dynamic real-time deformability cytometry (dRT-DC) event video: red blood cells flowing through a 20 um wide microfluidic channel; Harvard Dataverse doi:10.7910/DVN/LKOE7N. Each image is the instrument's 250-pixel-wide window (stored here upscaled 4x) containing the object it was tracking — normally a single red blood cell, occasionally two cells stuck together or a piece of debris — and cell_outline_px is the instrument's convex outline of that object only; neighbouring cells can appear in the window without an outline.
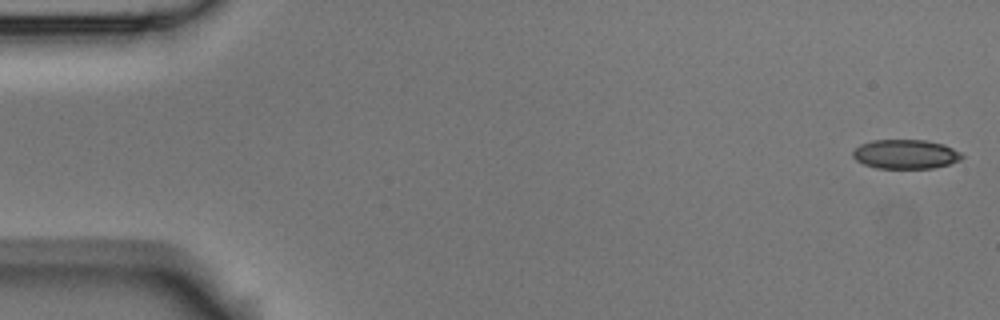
{"species": "Egyptian fruit bat (a non-hibernating species)", "species_latin": "Rousettus aegyptiacus", "temperature_condition": "room temperature", "stored_images_in_passage": 5, "camera_frame_rate_fps": 3000, "um_per_image_px": 0.085, "animal": {"sex": "male"}, "frame": {"image": 1, "passage_image": 1, "time_ms": 0.0, "image_size_px": [1000, 320], "cell_outline_px": [[964, 156], [960, 160], [948, 164], [932, 168], [876, 168], [864, 164], [856, 160], [852, 156], [852, 152], [860, 144], [872, 140], [928, 140], [944, 144], [960, 152]], "centroid_in_image_um": [76.96, 13.1], "position_along_channel_um": 8.0, "area_um2": 18.61}}
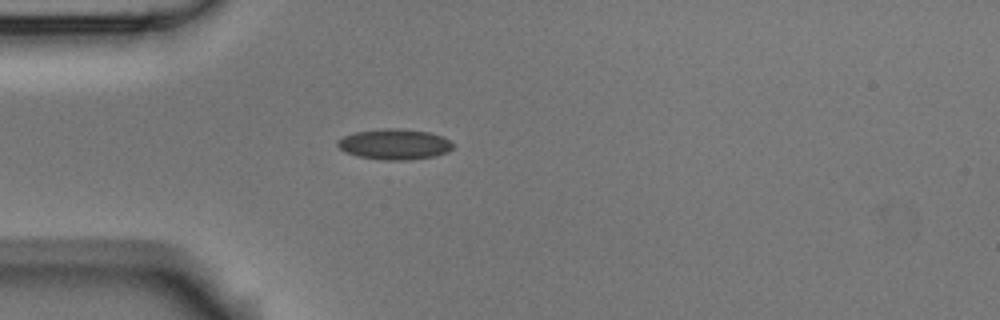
{"frame": {"image": 2, "passage_image": 5, "time_ms": 4.667, "image_size_px": [1000, 320], "cell_outline_px": [[456, 144], [448, 152], [436, 156], [404, 160], [384, 160], [356, 156], [340, 148], [336, 144], [344, 136], [352, 132], [384, 128], [396, 128], [432, 132], [444, 136]], "centroid_in_image_um": [33.6, 12.25], "position_along_channel_um": 51.4, "area_um2": 20.75}}